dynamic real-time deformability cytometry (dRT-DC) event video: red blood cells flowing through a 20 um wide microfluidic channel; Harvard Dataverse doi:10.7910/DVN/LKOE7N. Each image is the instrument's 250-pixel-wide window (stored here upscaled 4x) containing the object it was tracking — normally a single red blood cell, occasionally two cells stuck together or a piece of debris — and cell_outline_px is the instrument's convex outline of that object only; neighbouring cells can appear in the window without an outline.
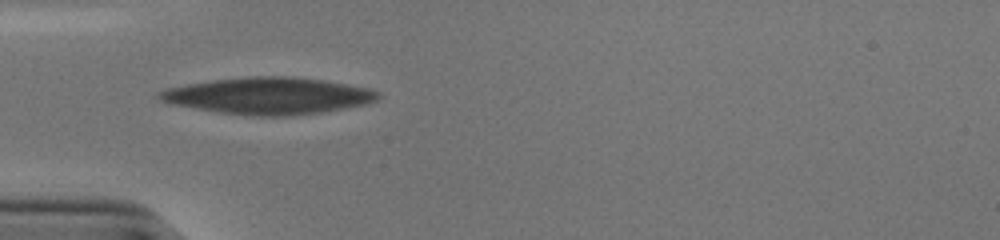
{"species": "human", "species_latin": "Homo sapiens", "temperature_condition": "cold", "stored_images_in_passage": 38, "camera_frame_rate_fps": 3000, "um_per_image_px": 0.085, "donor": {"sex": "male"}, "frame": {"image": 1, "passage_image": 1, "time_ms": 0.0, "image_size_px": [1000, 240], "cell_outline_px": [[380, 100], [368, 104], [324, 112], [288, 116], [256, 116], [220, 112], [168, 104], [160, 100], [156, 96], [156, 92], [164, 88], [212, 80], [248, 76], [288, 76], [324, 80], [368, 88], [380, 92]], "centroid_in_image_um": [22.82, 8.14], "position_along_channel_um": 62.2, "area_um2": 47.22}}
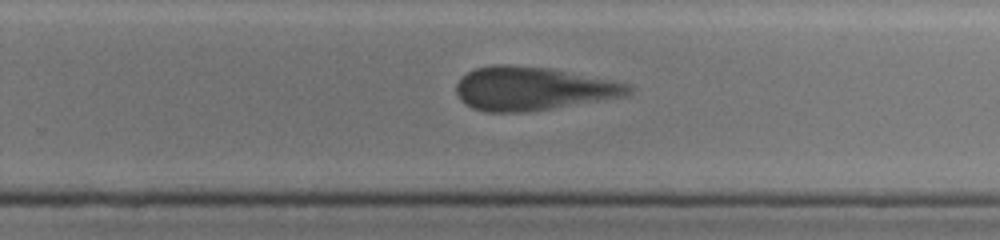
{"frame": {"image": 2, "passage_image": 19, "time_ms": 6.0, "image_size_px": [1000, 240], "cell_outline_px": [[632, 92], [624, 96], [552, 108], [520, 112], [488, 112], [472, 108], [464, 104], [460, 100], [456, 92], [456, 84], [468, 72], [476, 68], [492, 64], [504, 64], [548, 68], [632, 84]], "centroid_in_image_um": [45.25, 7.53], "position_along_channel_um": 284.5, "area_um2": 43.29}}
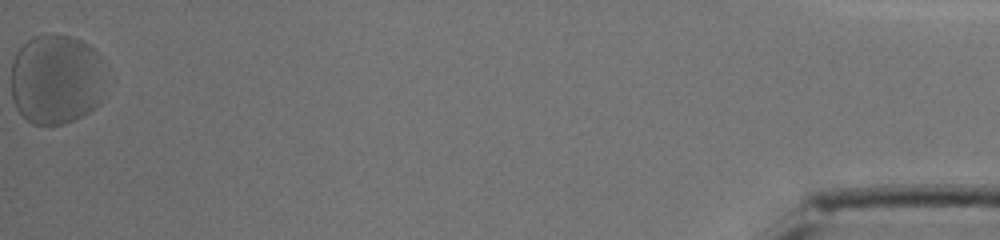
{"frame": {"image": 3, "passage_image": 38, "time_ms": 12.333, "image_size_px": [1000, 240], "cell_outline_px": [[100, 100], [88, 112], [64, 124], [32, 124], [16, 108], [12, 100], [12, 60], [16, 52], [28, 40], [44, 32], [52, 32], [68, 36], [80, 40], [88, 44], [100, 56]], "centroid_in_image_um": [4.7, 6.71], "position_along_channel_um": 430.5, "area_um2": 49.13}, "authors_computed_cell_mechanics": {"area_um2": 44.3037, "velocity_mm_per_s": 3.7742, "shape_relaxation_time_tau1_ms": 4.9923, "shape_relaxation_time_tau2_ms": 1.7909, "deformation_change_tau1": 0.1637, "deformation_change_tau2": 0.107}}